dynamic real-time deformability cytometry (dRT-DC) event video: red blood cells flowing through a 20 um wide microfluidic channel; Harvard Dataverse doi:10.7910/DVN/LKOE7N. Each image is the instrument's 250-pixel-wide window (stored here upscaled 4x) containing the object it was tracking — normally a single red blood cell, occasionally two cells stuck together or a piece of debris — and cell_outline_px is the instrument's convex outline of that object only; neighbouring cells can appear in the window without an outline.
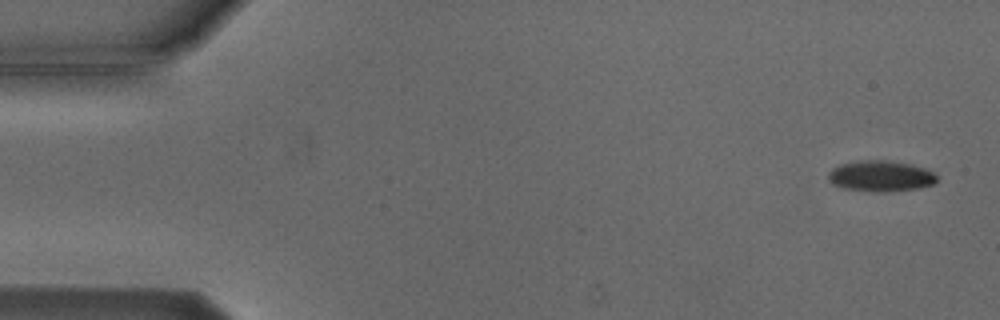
{"species": "Egyptian fruit bat (a non-hibernating species)", "species_latin": "Rousettus aegyptiacus", "temperature_condition": "cold", "stored_images_in_passage": 5, "camera_frame_rate_fps": 3000, "um_per_image_px": 0.085, "animal": {"sex": "male"}, "frame": {"image": 1, "passage_image": 1, "time_ms": 0.0, "image_size_px": [1000, 320], "cell_outline_px": [[936, 180], [932, 184], [920, 188], [888, 192], [876, 192], [844, 188], [832, 184], [828, 180], [828, 172], [832, 168], [840, 164], [856, 160], [888, 160], [912, 164], [936, 172]], "centroid_in_image_um": [74.85, 14.96], "position_along_channel_um": 10.2, "area_um2": 19.83}}
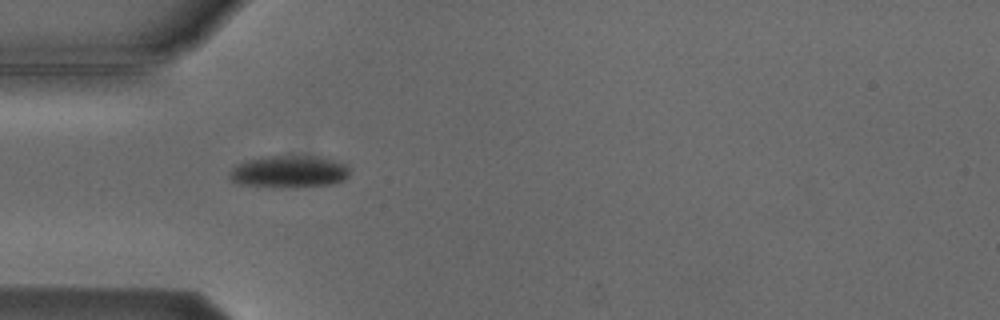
{"frame": {"image": 2, "passage_image": 4, "time_ms": 4.667, "image_size_px": [1000, 320], "cell_outline_px": [[352, 168], [348, 176], [344, 180], [332, 184], [296, 188], [276, 188], [236, 184], [228, 176], [228, 172], [236, 164], [248, 160], [268, 156], [312, 156], [332, 160], [344, 164]], "centroid_in_image_um": [24.55, 14.62], "position_along_channel_um": 60.5, "area_um2": 22.95}}